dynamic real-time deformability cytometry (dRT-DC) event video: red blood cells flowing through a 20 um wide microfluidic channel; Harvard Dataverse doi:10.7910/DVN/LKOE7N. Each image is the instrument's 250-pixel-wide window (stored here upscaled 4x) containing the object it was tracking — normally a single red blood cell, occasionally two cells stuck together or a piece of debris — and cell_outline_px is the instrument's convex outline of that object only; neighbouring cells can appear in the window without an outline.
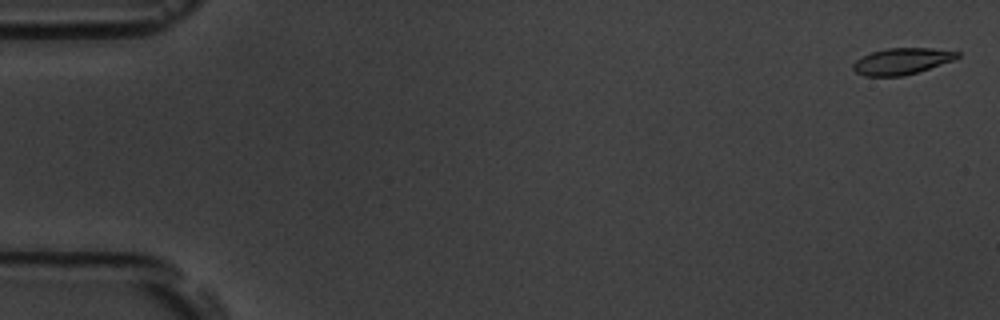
{"species": "common noctule bat (a hibernating species)", "species_latin": "Nyctalus noctula", "temperature_condition": "room temperature", "stored_images_in_passage": 55, "camera_frame_rate_fps": 3000, "um_per_image_px": 0.085, "animal": {"sex": "male", "body_mass_g": 19.5, "forearm_length_mm": 54.6}, "frame": {"image": 1, "passage_image": 2, "time_ms": 0.333, "image_size_px": [1000, 320], "cell_outline_px": [[960, 56], [952, 60], [904, 76], [864, 76], [856, 72], [852, 68], [852, 64], [856, 60], [872, 52], [888, 48], [932, 48], [960, 52]], "centroid_in_image_um": [76.63, 5.2], "position_along_channel_um": 8.4, "area_um2": 15.78}}
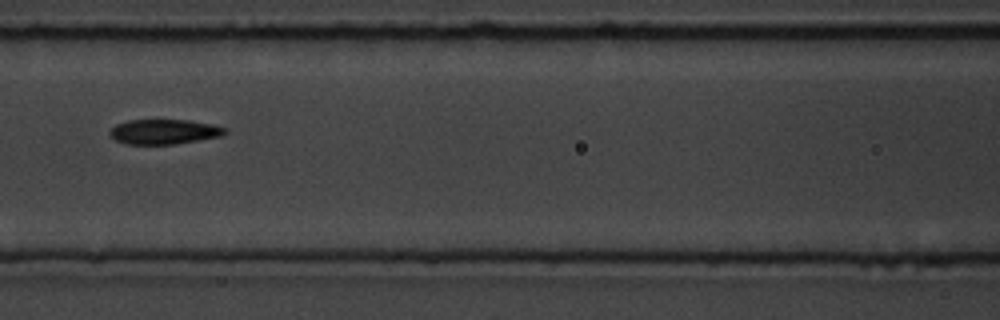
{"frame": {"image": 2, "passage_image": 25, "time_ms": 8.0, "image_size_px": [1000, 320], "cell_outline_px": [[228, 132], [224, 136], [172, 144], [128, 144], [116, 140], [108, 132], [116, 124], [128, 120], [188, 120], [212, 124], [228, 128]], "centroid_in_image_um": [14.0, 11.19], "position_along_channel_um": 152.6, "area_um2": 16.7}}
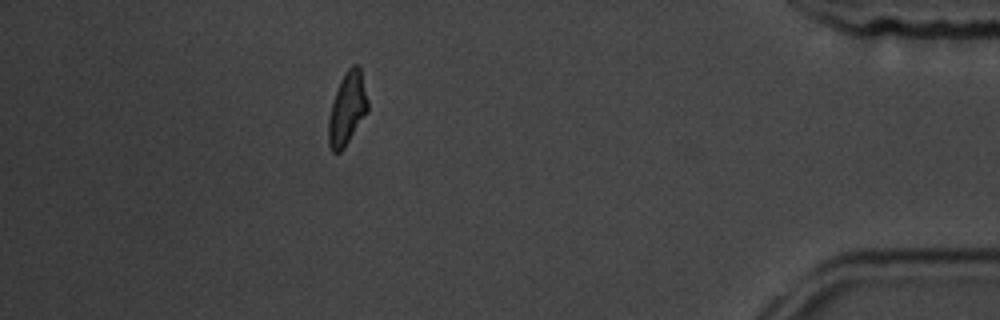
{"frame": {"image": 3, "passage_image": 49, "time_ms": 16.0, "image_size_px": [1000, 320], "cell_outline_px": [[368, 112], [344, 148], [340, 152], [332, 152], [328, 144], [328, 120], [332, 104], [340, 80], [344, 72], [352, 64], [356, 64], [360, 68], [368, 100]], "centroid_in_image_um": [29.51, 9.25], "position_along_channel_um": 405.7, "area_um2": 16.65}, "authors_computed_cell_mechanics": {"area_um2": 16.762, "velocity_mm_per_s": 3.774, "shape_relaxation_time_tau1_ms": 4.5868, "shape_relaxation_time_tau2_ms": 4.6951, "deformation_change_tau1": 0.16, "deformation_change_tau2": 0.1051}}